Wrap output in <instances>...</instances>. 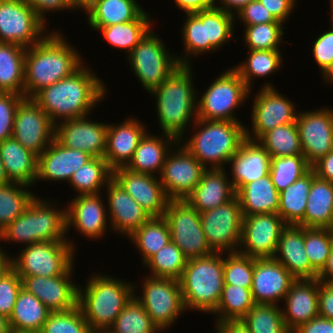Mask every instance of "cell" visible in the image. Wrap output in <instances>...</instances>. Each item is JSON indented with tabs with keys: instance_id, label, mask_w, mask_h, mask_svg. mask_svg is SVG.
Listing matches in <instances>:
<instances>
[{
	"instance_id": "6da1fadb",
	"label": "cell",
	"mask_w": 333,
	"mask_h": 333,
	"mask_svg": "<svg viewBox=\"0 0 333 333\" xmlns=\"http://www.w3.org/2000/svg\"><path fill=\"white\" fill-rule=\"evenodd\" d=\"M90 68L84 64L72 75L42 88L32 97L54 124L90 115L107 97L103 80Z\"/></svg>"
},
{
	"instance_id": "7a4b0ae2",
	"label": "cell",
	"mask_w": 333,
	"mask_h": 333,
	"mask_svg": "<svg viewBox=\"0 0 333 333\" xmlns=\"http://www.w3.org/2000/svg\"><path fill=\"white\" fill-rule=\"evenodd\" d=\"M62 31L51 30L40 42L26 48L24 97L32 98L42 88L72 75L84 63Z\"/></svg>"
},
{
	"instance_id": "3957f363",
	"label": "cell",
	"mask_w": 333,
	"mask_h": 333,
	"mask_svg": "<svg viewBox=\"0 0 333 333\" xmlns=\"http://www.w3.org/2000/svg\"><path fill=\"white\" fill-rule=\"evenodd\" d=\"M192 69V65H180L150 93L156 100L160 133L170 135L177 141L185 136L186 130L197 119L198 92L193 84Z\"/></svg>"
},
{
	"instance_id": "277c9868",
	"label": "cell",
	"mask_w": 333,
	"mask_h": 333,
	"mask_svg": "<svg viewBox=\"0 0 333 333\" xmlns=\"http://www.w3.org/2000/svg\"><path fill=\"white\" fill-rule=\"evenodd\" d=\"M84 286L78 284V306L92 331L109 329L138 292L133 282L105 273L93 272Z\"/></svg>"
},
{
	"instance_id": "5b68a950",
	"label": "cell",
	"mask_w": 333,
	"mask_h": 333,
	"mask_svg": "<svg viewBox=\"0 0 333 333\" xmlns=\"http://www.w3.org/2000/svg\"><path fill=\"white\" fill-rule=\"evenodd\" d=\"M38 197L36 195L25 211L0 231V242L27 246L39 242L68 241L77 251L74 239L67 237L66 208L59 209L58 202Z\"/></svg>"
},
{
	"instance_id": "8992f818",
	"label": "cell",
	"mask_w": 333,
	"mask_h": 333,
	"mask_svg": "<svg viewBox=\"0 0 333 333\" xmlns=\"http://www.w3.org/2000/svg\"><path fill=\"white\" fill-rule=\"evenodd\" d=\"M191 127L194 134L179 142L206 169L225 168L246 139V124L242 122L197 118Z\"/></svg>"
},
{
	"instance_id": "52a82bcc",
	"label": "cell",
	"mask_w": 333,
	"mask_h": 333,
	"mask_svg": "<svg viewBox=\"0 0 333 333\" xmlns=\"http://www.w3.org/2000/svg\"><path fill=\"white\" fill-rule=\"evenodd\" d=\"M181 28L183 54H178L180 65H192V57L219 51L221 47L234 40L235 16L214 5L198 12L185 13ZM193 55V56H192Z\"/></svg>"
},
{
	"instance_id": "ba28073f",
	"label": "cell",
	"mask_w": 333,
	"mask_h": 333,
	"mask_svg": "<svg viewBox=\"0 0 333 333\" xmlns=\"http://www.w3.org/2000/svg\"><path fill=\"white\" fill-rule=\"evenodd\" d=\"M179 283L185 310L211 315L224 287L223 253L187 260Z\"/></svg>"
},
{
	"instance_id": "9c48e42d",
	"label": "cell",
	"mask_w": 333,
	"mask_h": 333,
	"mask_svg": "<svg viewBox=\"0 0 333 333\" xmlns=\"http://www.w3.org/2000/svg\"><path fill=\"white\" fill-rule=\"evenodd\" d=\"M220 74L200 97L198 95L197 118L241 122L235 110L246 103L253 91L233 67Z\"/></svg>"
},
{
	"instance_id": "30bf717a",
	"label": "cell",
	"mask_w": 333,
	"mask_h": 333,
	"mask_svg": "<svg viewBox=\"0 0 333 333\" xmlns=\"http://www.w3.org/2000/svg\"><path fill=\"white\" fill-rule=\"evenodd\" d=\"M154 30L151 29L142 38L127 56L128 61H126L148 94L159 87L180 66L177 53H170L164 40L155 34Z\"/></svg>"
},
{
	"instance_id": "8fae6325",
	"label": "cell",
	"mask_w": 333,
	"mask_h": 333,
	"mask_svg": "<svg viewBox=\"0 0 333 333\" xmlns=\"http://www.w3.org/2000/svg\"><path fill=\"white\" fill-rule=\"evenodd\" d=\"M75 252L68 241L33 243L11 257V267L19 276H59L75 264Z\"/></svg>"
},
{
	"instance_id": "7c38bea8",
	"label": "cell",
	"mask_w": 333,
	"mask_h": 333,
	"mask_svg": "<svg viewBox=\"0 0 333 333\" xmlns=\"http://www.w3.org/2000/svg\"><path fill=\"white\" fill-rule=\"evenodd\" d=\"M143 278L142 293L140 296L134 294V297L158 329L165 332L186 312L179 280L149 275Z\"/></svg>"
},
{
	"instance_id": "4fadbf2b",
	"label": "cell",
	"mask_w": 333,
	"mask_h": 333,
	"mask_svg": "<svg viewBox=\"0 0 333 333\" xmlns=\"http://www.w3.org/2000/svg\"><path fill=\"white\" fill-rule=\"evenodd\" d=\"M163 217L168 222L171 241L182 250L188 260L214 252L208 246L200 213L185 200H170Z\"/></svg>"
},
{
	"instance_id": "5bb4252c",
	"label": "cell",
	"mask_w": 333,
	"mask_h": 333,
	"mask_svg": "<svg viewBox=\"0 0 333 333\" xmlns=\"http://www.w3.org/2000/svg\"><path fill=\"white\" fill-rule=\"evenodd\" d=\"M200 220L208 246L214 252H238L243 214L237 195L214 209L200 213Z\"/></svg>"
},
{
	"instance_id": "9a60e30c",
	"label": "cell",
	"mask_w": 333,
	"mask_h": 333,
	"mask_svg": "<svg viewBox=\"0 0 333 333\" xmlns=\"http://www.w3.org/2000/svg\"><path fill=\"white\" fill-rule=\"evenodd\" d=\"M273 85L271 82L264 83L254 95L250 117L252 128L246 126V138L250 140L258 141L266 132L280 125L296 122L298 108L295 103Z\"/></svg>"
},
{
	"instance_id": "2e32d148",
	"label": "cell",
	"mask_w": 333,
	"mask_h": 333,
	"mask_svg": "<svg viewBox=\"0 0 333 333\" xmlns=\"http://www.w3.org/2000/svg\"><path fill=\"white\" fill-rule=\"evenodd\" d=\"M47 27L23 0H0V42L28 48L49 33Z\"/></svg>"
},
{
	"instance_id": "e0dca14e",
	"label": "cell",
	"mask_w": 333,
	"mask_h": 333,
	"mask_svg": "<svg viewBox=\"0 0 333 333\" xmlns=\"http://www.w3.org/2000/svg\"><path fill=\"white\" fill-rule=\"evenodd\" d=\"M205 169L178 141L168 152L158 177L170 200H185L199 183Z\"/></svg>"
},
{
	"instance_id": "ac0fdd59",
	"label": "cell",
	"mask_w": 333,
	"mask_h": 333,
	"mask_svg": "<svg viewBox=\"0 0 333 333\" xmlns=\"http://www.w3.org/2000/svg\"><path fill=\"white\" fill-rule=\"evenodd\" d=\"M286 226L283 219L275 213L243 217L238 253L256 259L274 257Z\"/></svg>"
},
{
	"instance_id": "d6986e66",
	"label": "cell",
	"mask_w": 333,
	"mask_h": 333,
	"mask_svg": "<svg viewBox=\"0 0 333 333\" xmlns=\"http://www.w3.org/2000/svg\"><path fill=\"white\" fill-rule=\"evenodd\" d=\"M54 135L55 124L46 112L32 98H24L15 113L12 137L39 156Z\"/></svg>"
},
{
	"instance_id": "ffe728a7",
	"label": "cell",
	"mask_w": 333,
	"mask_h": 333,
	"mask_svg": "<svg viewBox=\"0 0 333 333\" xmlns=\"http://www.w3.org/2000/svg\"><path fill=\"white\" fill-rule=\"evenodd\" d=\"M296 125L302 154L311 166L333 150V110L330 107L300 110Z\"/></svg>"
},
{
	"instance_id": "44dd1931",
	"label": "cell",
	"mask_w": 333,
	"mask_h": 333,
	"mask_svg": "<svg viewBox=\"0 0 333 333\" xmlns=\"http://www.w3.org/2000/svg\"><path fill=\"white\" fill-rule=\"evenodd\" d=\"M88 117L56 123L54 139L67 148L87 152L93 157H104L108 123L95 122Z\"/></svg>"
},
{
	"instance_id": "7402d4cb",
	"label": "cell",
	"mask_w": 333,
	"mask_h": 333,
	"mask_svg": "<svg viewBox=\"0 0 333 333\" xmlns=\"http://www.w3.org/2000/svg\"><path fill=\"white\" fill-rule=\"evenodd\" d=\"M74 265L63 275L20 276L22 288L36 296L51 312L67 311L78 305V285Z\"/></svg>"
},
{
	"instance_id": "603a6c76",
	"label": "cell",
	"mask_w": 333,
	"mask_h": 333,
	"mask_svg": "<svg viewBox=\"0 0 333 333\" xmlns=\"http://www.w3.org/2000/svg\"><path fill=\"white\" fill-rule=\"evenodd\" d=\"M101 193L89 195H77L71 201L67 202L66 207V221L67 233L71 232L70 228L77 230L86 238L100 239L106 237L108 229V211L107 206L104 205V199ZM103 199V200H102ZM108 226V227H107ZM74 227V228H73Z\"/></svg>"
},
{
	"instance_id": "cb8c5ba5",
	"label": "cell",
	"mask_w": 333,
	"mask_h": 333,
	"mask_svg": "<svg viewBox=\"0 0 333 333\" xmlns=\"http://www.w3.org/2000/svg\"><path fill=\"white\" fill-rule=\"evenodd\" d=\"M113 179L150 217L164 216L170 199L167 197L159 177L120 167L113 170Z\"/></svg>"
},
{
	"instance_id": "d4e9b609",
	"label": "cell",
	"mask_w": 333,
	"mask_h": 333,
	"mask_svg": "<svg viewBox=\"0 0 333 333\" xmlns=\"http://www.w3.org/2000/svg\"><path fill=\"white\" fill-rule=\"evenodd\" d=\"M295 280L274 257L254 258L251 292L255 304L278 305Z\"/></svg>"
},
{
	"instance_id": "484cf974",
	"label": "cell",
	"mask_w": 333,
	"mask_h": 333,
	"mask_svg": "<svg viewBox=\"0 0 333 333\" xmlns=\"http://www.w3.org/2000/svg\"><path fill=\"white\" fill-rule=\"evenodd\" d=\"M105 189L109 225L114 233L128 238L151 218L113 178Z\"/></svg>"
},
{
	"instance_id": "4316f807",
	"label": "cell",
	"mask_w": 333,
	"mask_h": 333,
	"mask_svg": "<svg viewBox=\"0 0 333 333\" xmlns=\"http://www.w3.org/2000/svg\"><path fill=\"white\" fill-rule=\"evenodd\" d=\"M92 158L89 153L67 148L54 139L38 156L36 183L39 180L68 183L73 173Z\"/></svg>"
},
{
	"instance_id": "83f0119b",
	"label": "cell",
	"mask_w": 333,
	"mask_h": 333,
	"mask_svg": "<svg viewBox=\"0 0 333 333\" xmlns=\"http://www.w3.org/2000/svg\"><path fill=\"white\" fill-rule=\"evenodd\" d=\"M319 283L317 278L296 279L292 283L281 308L285 326L290 333L319 316Z\"/></svg>"
},
{
	"instance_id": "f1b7e54d",
	"label": "cell",
	"mask_w": 333,
	"mask_h": 333,
	"mask_svg": "<svg viewBox=\"0 0 333 333\" xmlns=\"http://www.w3.org/2000/svg\"><path fill=\"white\" fill-rule=\"evenodd\" d=\"M137 119L130 116L119 124H108L104 159L112 170L129 164L139 141L147 132V125Z\"/></svg>"
},
{
	"instance_id": "f546056e",
	"label": "cell",
	"mask_w": 333,
	"mask_h": 333,
	"mask_svg": "<svg viewBox=\"0 0 333 333\" xmlns=\"http://www.w3.org/2000/svg\"><path fill=\"white\" fill-rule=\"evenodd\" d=\"M228 164L232 177L229 179L237 193L247 183L269 174L271 156L258 141L246 138Z\"/></svg>"
},
{
	"instance_id": "4dcf8cb0",
	"label": "cell",
	"mask_w": 333,
	"mask_h": 333,
	"mask_svg": "<svg viewBox=\"0 0 333 333\" xmlns=\"http://www.w3.org/2000/svg\"><path fill=\"white\" fill-rule=\"evenodd\" d=\"M274 258L295 279H314L318 271L310 264L305 251V227L287 225L280 236Z\"/></svg>"
},
{
	"instance_id": "1f68e13d",
	"label": "cell",
	"mask_w": 333,
	"mask_h": 333,
	"mask_svg": "<svg viewBox=\"0 0 333 333\" xmlns=\"http://www.w3.org/2000/svg\"><path fill=\"white\" fill-rule=\"evenodd\" d=\"M225 169H205L199 183L185 201L199 213L230 201L236 193Z\"/></svg>"
},
{
	"instance_id": "d6a6232c",
	"label": "cell",
	"mask_w": 333,
	"mask_h": 333,
	"mask_svg": "<svg viewBox=\"0 0 333 333\" xmlns=\"http://www.w3.org/2000/svg\"><path fill=\"white\" fill-rule=\"evenodd\" d=\"M0 158L9 182L26 186L36 185L38 156L15 138L0 142Z\"/></svg>"
},
{
	"instance_id": "836d02e7",
	"label": "cell",
	"mask_w": 333,
	"mask_h": 333,
	"mask_svg": "<svg viewBox=\"0 0 333 333\" xmlns=\"http://www.w3.org/2000/svg\"><path fill=\"white\" fill-rule=\"evenodd\" d=\"M178 141L167 134L157 136L146 132L139 141L132 160L126 168L158 177L168 152Z\"/></svg>"
},
{
	"instance_id": "e575fe53",
	"label": "cell",
	"mask_w": 333,
	"mask_h": 333,
	"mask_svg": "<svg viewBox=\"0 0 333 333\" xmlns=\"http://www.w3.org/2000/svg\"><path fill=\"white\" fill-rule=\"evenodd\" d=\"M298 225L333 229V182L319 178L313 169L304 219Z\"/></svg>"
},
{
	"instance_id": "d590c367",
	"label": "cell",
	"mask_w": 333,
	"mask_h": 333,
	"mask_svg": "<svg viewBox=\"0 0 333 333\" xmlns=\"http://www.w3.org/2000/svg\"><path fill=\"white\" fill-rule=\"evenodd\" d=\"M243 217L261 213H275L279 209V192L270 174L244 185L236 193Z\"/></svg>"
},
{
	"instance_id": "8d00e7d4",
	"label": "cell",
	"mask_w": 333,
	"mask_h": 333,
	"mask_svg": "<svg viewBox=\"0 0 333 333\" xmlns=\"http://www.w3.org/2000/svg\"><path fill=\"white\" fill-rule=\"evenodd\" d=\"M136 0H96L85 12L89 27L98 30L135 20L145 9Z\"/></svg>"
},
{
	"instance_id": "74e56055",
	"label": "cell",
	"mask_w": 333,
	"mask_h": 333,
	"mask_svg": "<svg viewBox=\"0 0 333 333\" xmlns=\"http://www.w3.org/2000/svg\"><path fill=\"white\" fill-rule=\"evenodd\" d=\"M50 312L36 296L22 288L9 317L10 329L18 333H40Z\"/></svg>"
},
{
	"instance_id": "f35d334b",
	"label": "cell",
	"mask_w": 333,
	"mask_h": 333,
	"mask_svg": "<svg viewBox=\"0 0 333 333\" xmlns=\"http://www.w3.org/2000/svg\"><path fill=\"white\" fill-rule=\"evenodd\" d=\"M151 17L150 12L144 10L133 21L101 27L97 31L101 32L103 40L105 39L109 45L124 50L127 57L152 29L155 21Z\"/></svg>"
},
{
	"instance_id": "ab89813d",
	"label": "cell",
	"mask_w": 333,
	"mask_h": 333,
	"mask_svg": "<svg viewBox=\"0 0 333 333\" xmlns=\"http://www.w3.org/2000/svg\"><path fill=\"white\" fill-rule=\"evenodd\" d=\"M26 48L0 42V92L24 96Z\"/></svg>"
},
{
	"instance_id": "60d3db41",
	"label": "cell",
	"mask_w": 333,
	"mask_h": 333,
	"mask_svg": "<svg viewBox=\"0 0 333 333\" xmlns=\"http://www.w3.org/2000/svg\"><path fill=\"white\" fill-rule=\"evenodd\" d=\"M312 185V168L293 184L279 192L277 214L287 225H298L303 219Z\"/></svg>"
},
{
	"instance_id": "b9f144b4",
	"label": "cell",
	"mask_w": 333,
	"mask_h": 333,
	"mask_svg": "<svg viewBox=\"0 0 333 333\" xmlns=\"http://www.w3.org/2000/svg\"><path fill=\"white\" fill-rule=\"evenodd\" d=\"M113 178V170L104 157H93L73 173L69 184L78 195L99 194Z\"/></svg>"
},
{
	"instance_id": "7bdbcfd3",
	"label": "cell",
	"mask_w": 333,
	"mask_h": 333,
	"mask_svg": "<svg viewBox=\"0 0 333 333\" xmlns=\"http://www.w3.org/2000/svg\"><path fill=\"white\" fill-rule=\"evenodd\" d=\"M127 239L139 250L143 265L171 241L170 228L164 217H151Z\"/></svg>"
},
{
	"instance_id": "ee69618b",
	"label": "cell",
	"mask_w": 333,
	"mask_h": 333,
	"mask_svg": "<svg viewBox=\"0 0 333 333\" xmlns=\"http://www.w3.org/2000/svg\"><path fill=\"white\" fill-rule=\"evenodd\" d=\"M248 56L239 65L233 68L239 73L247 87L253 89V79L275 75L283 65L282 51L280 50H248ZM257 77V78H255Z\"/></svg>"
},
{
	"instance_id": "f6af8a7d",
	"label": "cell",
	"mask_w": 333,
	"mask_h": 333,
	"mask_svg": "<svg viewBox=\"0 0 333 333\" xmlns=\"http://www.w3.org/2000/svg\"><path fill=\"white\" fill-rule=\"evenodd\" d=\"M251 289L224 284L216 310L215 323L228 320H241L254 306Z\"/></svg>"
},
{
	"instance_id": "bcb514c9",
	"label": "cell",
	"mask_w": 333,
	"mask_h": 333,
	"mask_svg": "<svg viewBox=\"0 0 333 333\" xmlns=\"http://www.w3.org/2000/svg\"><path fill=\"white\" fill-rule=\"evenodd\" d=\"M30 189L12 182L0 185V231L18 218L36 197Z\"/></svg>"
},
{
	"instance_id": "7dc6e473",
	"label": "cell",
	"mask_w": 333,
	"mask_h": 333,
	"mask_svg": "<svg viewBox=\"0 0 333 333\" xmlns=\"http://www.w3.org/2000/svg\"><path fill=\"white\" fill-rule=\"evenodd\" d=\"M258 142L272 157L303 155L296 122L266 132Z\"/></svg>"
},
{
	"instance_id": "c3c4849f",
	"label": "cell",
	"mask_w": 333,
	"mask_h": 333,
	"mask_svg": "<svg viewBox=\"0 0 333 333\" xmlns=\"http://www.w3.org/2000/svg\"><path fill=\"white\" fill-rule=\"evenodd\" d=\"M187 260L182 250L170 241L143 265L150 270L149 276L179 280L186 267Z\"/></svg>"
},
{
	"instance_id": "681fc988",
	"label": "cell",
	"mask_w": 333,
	"mask_h": 333,
	"mask_svg": "<svg viewBox=\"0 0 333 333\" xmlns=\"http://www.w3.org/2000/svg\"><path fill=\"white\" fill-rule=\"evenodd\" d=\"M112 333H163L153 323L145 308L133 297L109 328Z\"/></svg>"
},
{
	"instance_id": "f907efd6",
	"label": "cell",
	"mask_w": 333,
	"mask_h": 333,
	"mask_svg": "<svg viewBox=\"0 0 333 333\" xmlns=\"http://www.w3.org/2000/svg\"><path fill=\"white\" fill-rule=\"evenodd\" d=\"M280 306L256 304L241 320L251 333H290Z\"/></svg>"
},
{
	"instance_id": "816d5d0a",
	"label": "cell",
	"mask_w": 333,
	"mask_h": 333,
	"mask_svg": "<svg viewBox=\"0 0 333 333\" xmlns=\"http://www.w3.org/2000/svg\"><path fill=\"white\" fill-rule=\"evenodd\" d=\"M311 169L304 155L272 157L270 177L278 192L293 184Z\"/></svg>"
},
{
	"instance_id": "f5cc1de1",
	"label": "cell",
	"mask_w": 333,
	"mask_h": 333,
	"mask_svg": "<svg viewBox=\"0 0 333 333\" xmlns=\"http://www.w3.org/2000/svg\"><path fill=\"white\" fill-rule=\"evenodd\" d=\"M243 42L248 50H282L284 24L283 23H265L243 27Z\"/></svg>"
},
{
	"instance_id": "db71d44e",
	"label": "cell",
	"mask_w": 333,
	"mask_h": 333,
	"mask_svg": "<svg viewBox=\"0 0 333 333\" xmlns=\"http://www.w3.org/2000/svg\"><path fill=\"white\" fill-rule=\"evenodd\" d=\"M81 308L50 312L40 333H91Z\"/></svg>"
},
{
	"instance_id": "11a10c76",
	"label": "cell",
	"mask_w": 333,
	"mask_h": 333,
	"mask_svg": "<svg viewBox=\"0 0 333 333\" xmlns=\"http://www.w3.org/2000/svg\"><path fill=\"white\" fill-rule=\"evenodd\" d=\"M333 243V229L305 228V251L310 264L320 272L327 263Z\"/></svg>"
},
{
	"instance_id": "9f6ffc18",
	"label": "cell",
	"mask_w": 333,
	"mask_h": 333,
	"mask_svg": "<svg viewBox=\"0 0 333 333\" xmlns=\"http://www.w3.org/2000/svg\"><path fill=\"white\" fill-rule=\"evenodd\" d=\"M225 254V256H224ZM254 273V258L238 252L223 253L224 284L251 289Z\"/></svg>"
},
{
	"instance_id": "6f0895ef",
	"label": "cell",
	"mask_w": 333,
	"mask_h": 333,
	"mask_svg": "<svg viewBox=\"0 0 333 333\" xmlns=\"http://www.w3.org/2000/svg\"><path fill=\"white\" fill-rule=\"evenodd\" d=\"M21 289L22 279L11 267L0 277V315L9 319Z\"/></svg>"
},
{
	"instance_id": "680465c9",
	"label": "cell",
	"mask_w": 333,
	"mask_h": 333,
	"mask_svg": "<svg viewBox=\"0 0 333 333\" xmlns=\"http://www.w3.org/2000/svg\"><path fill=\"white\" fill-rule=\"evenodd\" d=\"M23 95L0 92V142L12 137L15 113Z\"/></svg>"
},
{
	"instance_id": "91938a15",
	"label": "cell",
	"mask_w": 333,
	"mask_h": 333,
	"mask_svg": "<svg viewBox=\"0 0 333 333\" xmlns=\"http://www.w3.org/2000/svg\"><path fill=\"white\" fill-rule=\"evenodd\" d=\"M234 16L235 19H240L245 27L265 23H282L277 21L258 0H253L243 6Z\"/></svg>"
},
{
	"instance_id": "94428289",
	"label": "cell",
	"mask_w": 333,
	"mask_h": 333,
	"mask_svg": "<svg viewBox=\"0 0 333 333\" xmlns=\"http://www.w3.org/2000/svg\"><path fill=\"white\" fill-rule=\"evenodd\" d=\"M313 42L312 55L322 74L333 62V28L321 33Z\"/></svg>"
},
{
	"instance_id": "6125c7cd",
	"label": "cell",
	"mask_w": 333,
	"mask_h": 333,
	"mask_svg": "<svg viewBox=\"0 0 333 333\" xmlns=\"http://www.w3.org/2000/svg\"><path fill=\"white\" fill-rule=\"evenodd\" d=\"M35 12L37 17L46 25L47 13L56 11H73L69 0H23Z\"/></svg>"
},
{
	"instance_id": "be15d7a7",
	"label": "cell",
	"mask_w": 333,
	"mask_h": 333,
	"mask_svg": "<svg viewBox=\"0 0 333 333\" xmlns=\"http://www.w3.org/2000/svg\"><path fill=\"white\" fill-rule=\"evenodd\" d=\"M277 20L284 25L294 12L297 0H258Z\"/></svg>"
},
{
	"instance_id": "e7e4bbea",
	"label": "cell",
	"mask_w": 333,
	"mask_h": 333,
	"mask_svg": "<svg viewBox=\"0 0 333 333\" xmlns=\"http://www.w3.org/2000/svg\"><path fill=\"white\" fill-rule=\"evenodd\" d=\"M318 311L319 316L333 320V284L319 283Z\"/></svg>"
},
{
	"instance_id": "03108f58",
	"label": "cell",
	"mask_w": 333,
	"mask_h": 333,
	"mask_svg": "<svg viewBox=\"0 0 333 333\" xmlns=\"http://www.w3.org/2000/svg\"><path fill=\"white\" fill-rule=\"evenodd\" d=\"M293 333H333V320L317 316L301 325Z\"/></svg>"
},
{
	"instance_id": "003e7915",
	"label": "cell",
	"mask_w": 333,
	"mask_h": 333,
	"mask_svg": "<svg viewBox=\"0 0 333 333\" xmlns=\"http://www.w3.org/2000/svg\"><path fill=\"white\" fill-rule=\"evenodd\" d=\"M311 168L319 178L333 182V150L322 156Z\"/></svg>"
},
{
	"instance_id": "a7ac6f4b",
	"label": "cell",
	"mask_w": 333,
	"mask_h": 333,
	"mask_svg": "<svg viewBox=\"0 0 333 333\" xmlns=\"http://www.w3.org/2000/svg\"><path fill=\"white\" fill-rule=\"evenodd\" d=\"M174 2L184 13H194L213 6L214 0H174Z\"/></svg>"
},
{
	"instance_id": "89a4df30",
	"label": "cell",
	"mask_w": 333,
	"mask_h": 333,
	"mask_svg": "<svg viewBox=\"0 0 333 333\" xmlns=\"http://www.w3.org/2000/svg\"><path fill=\"white\" fill-rule=\"evenodd\" d=\"M216 333H251L242 320H228L215 323Z\"/></svg>"
},
{
	"instance_id": "2644e50d",
	"label": "cell",
	"mask_w": 333,
	"mask_h": 333,
	"mask_svg": "<svg viewBox=\"0 0 333 333\" xmlns=\"http://www.w3.org/2000/svg\"><path fill=\"white\" fill-rule=\"evenodd\" d=\"M251 1L253 0H214L213 5L235 15L243 6Z\"/></svg>"
},
{
	"instance_id": "8c879c8a",
	"label": "cell",
	"mask_w": 333,
	"mask_h": 333,
	"mask_svg": "<svg viewBox=\"0 0 333 333\" xmlns=\"http://www.w3.org/2000/svg\"><path fill=\"white\" fill-rule=\"evenodd\" d=\"M317 279L326 284H333V243L330 249L326 265L318 273Z\"/></svg>"
},
{
	"instance_id": "753ad0ef",
	"label": "cell",
	"mask_w": 333,
	"mask_h": 333,
	"mask_svg": "<svg viewBox=\"0 0 333 333\" xmlns=\"http://www.w3.org/2000/svg\"><path fill=\"white\" fill-rule=\"evenodd\" d=\"M0 245V277L11 268V257Z\"/></svg>"
},
{
	"instance_id": "34e18365",
	"label": "cell",
	"mask_w": 333,
	"mask_h": 333,
	"mask_svg": "<svg viewBox=\"0 0 333 333\" xmlns=\"http://www.w3.org/2000/svg\"><path fill=\"white\" fill-rule=\"evenodd\" d=\"M96 0H69L71 7L74 10H83L82 12H86Z\"/></svg>"
},
{
	"instance_id": "11e5206c",
	"label": "cell",
	"mask_w": 333,
	"mask_h": 333,
	"mask_svg": "<svg viewBox=\"0 0 333 333\" xmlns=\"http://www.w3.org/2000/svg\"><path fill=\"white\" fill-rule=\"evenodd\" d=\"M322 78L324 79L323 82L333 83V62L322 72Z\"/></svg>"
},
{
	"instance_id": "2a66077c",
	"label": "cell",
	"mask_w": 333,
	"mask_h": 333,
	"mask_svg": "<svg viewBox=\"0 0 333 333\" xmlns=\"http://www.w3.org/2000/svg\"><path fill=\"white\" fill-rule=\"evenodd\" d=\"M10 331L9 319L6 316L0 315V333H9Z\"/></svg>"
},
{
	"instance_id": "b9fcfbb0",
	"label": "cell",
	"mask_w": 333,
	"mask_h": 333,
	"mask_svg": "<svg viewBox=\"0 0 333 333\" xmlns=\"http://www.w3.org/2000/svg\"><path fill=\"white\" fill-rule=\"evenodd\" d=\"M6 183H9V180L7 178V174H6L3 162L0 158V185H4Z\"/></svg>"
},
{
	"instance_id": "09005b40",
	"label": "cell",
	"mask_w": 333,
	"mask_h": 333,
	"mask_svg": "<svg viewBox=\"0 0 333 333\" xmlns=\"http://www.w3.org/2000/svg\"><path fill=\"white\" fill-rule=\"evenodd\" d=\"M330 6H331V7H330V8H331V11H330V13H331V14H330V16H331V17H330V21H331V25H332L331 28H333V3H331Z\"/></svg>"
},
{
	"instance_id": "979ff035",
	"label": "cell",
	"mask_w": 333,
	"mask_h": 333,
	"mask_svg": "<svg viewBox=\"0 0 333 333\" xmlns=\"http://www.w3.org/2000/svg\"><path fill=\"white\" fill-rule=\"evenodd\" d=\"M91 333H112L109 329L107 330H93Z\"/></svg>"
}]
</instances>
